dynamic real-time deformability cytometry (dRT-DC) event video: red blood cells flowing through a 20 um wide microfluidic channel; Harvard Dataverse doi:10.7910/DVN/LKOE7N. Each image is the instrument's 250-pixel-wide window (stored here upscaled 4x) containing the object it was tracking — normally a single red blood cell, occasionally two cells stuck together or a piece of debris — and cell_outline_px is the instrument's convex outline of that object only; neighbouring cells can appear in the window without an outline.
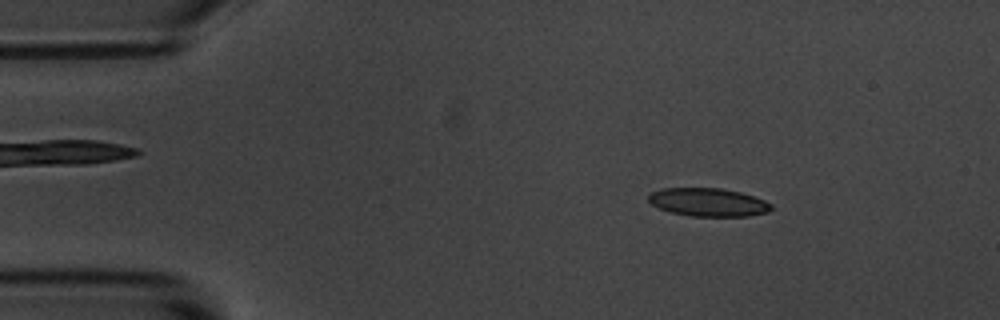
{"species": "common noctule bat (a hibernating species)", "species_latin": "Nyctalus noctula", "temperature_condition": "room temperature", "stored_images_in_passage": 4, "camera_frame_rate_fps": 3000, "um_per_image_px": 0.085, "animal": {"sex": "male", "body_mass_g": 20.1, "forearm_length_mm": 53.5}, "frame": {"image": 1, "passage_image": 2, "time_ms": 1.0, "image_size_px": [1000, 320], "cell_outline_px": [[772, 208], [768, 212], [748, 216], [692, 216], [672, 212], [660, 208], [652, 204], [648, 200], [648, 192], [660, 188], [724, 188], [740, 192], [764, 200], [772, 204]], "centroid_in_image_um": [60.18, 17.18], "position_along_channel_um": 24.8, "area_um2": 20.23}}